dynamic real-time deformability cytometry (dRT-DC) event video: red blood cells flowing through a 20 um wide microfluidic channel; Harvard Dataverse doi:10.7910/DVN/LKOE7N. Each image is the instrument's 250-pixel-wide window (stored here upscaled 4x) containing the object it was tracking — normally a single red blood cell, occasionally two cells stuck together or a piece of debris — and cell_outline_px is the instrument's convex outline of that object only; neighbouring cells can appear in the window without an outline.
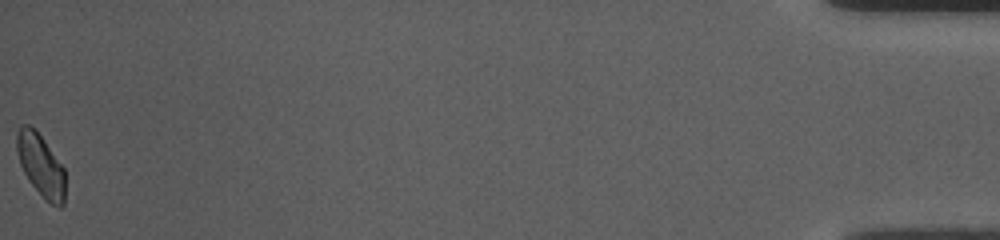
{"species": "common noctule bat (a hibernating species)", "species_latin": "Nyctalus noctula", "temperature_condition": "room temperature", "stored_images_in_passage": 39, "camera_frame_rate_fps": 3000, "um_per_image_px": 0.085, "animal": {"sex": "female", "body_mass_g": 10.0, "forearm_length_mm": 53.1}, "frame": {"image": 1, "passage_image": 39, "time_ms": 12.667, "image_size_px": [1000, 240], "cell_outline_px": [[64, 204], [60, 208], [44, 200], [28, 180], [20, 164], [16, 152], [16, 136], [20, 124], [28, 124], [40, 136], [64, 168]], "centroid_in_image_um": [3.44, 14.08], "position_along_channel_um": 431.8, "area_um2": 17.46}, "authors_computed_cell_mechanics": {"area_um2": 18.7272, "velocity_mm_per_s": 3.7268, "shape_relaxation_time_tau1_ms": 2.561, "shape_relaxation_time_tau2_ms": 3.5876, "deformation_change_tau1": 0.0653, "deformation_change_tau2": 0.0689}}